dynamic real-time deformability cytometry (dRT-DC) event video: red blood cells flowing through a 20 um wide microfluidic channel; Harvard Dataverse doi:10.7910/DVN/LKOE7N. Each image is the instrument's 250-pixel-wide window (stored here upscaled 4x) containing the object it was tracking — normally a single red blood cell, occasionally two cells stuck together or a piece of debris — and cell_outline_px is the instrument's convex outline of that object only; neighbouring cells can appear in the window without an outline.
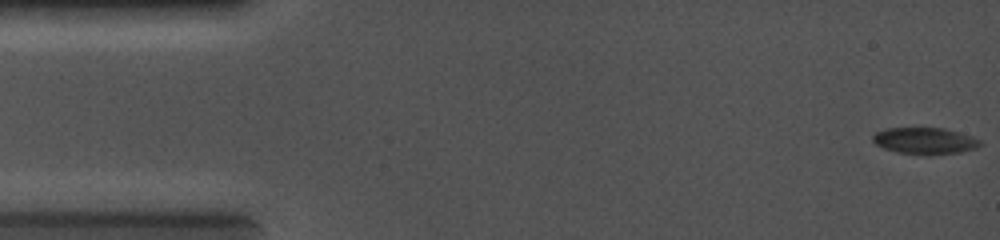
{"species": "common noctule bat (a hibernating species)", "species_latin": "Nyctalus noctula", "temperature_condition": "cold", "stored_images_in_passage": 57, "camera_frame_rate_fps": 5000, "um_per_image_px": 0.085, "animal": {"sex": "female", "body_mass_g": 19.0, "forearm_length_mm": 56.7}, "frame": {"image": 1, "passage_image": 1, "time_ms": 0.0, "image_size_px": [1000, 240], "cell_outline_px": [[980, 144], [976, 148], [960, 152], [928, 156], [924, 156], [896, 152], [884, 148], [876, 144], [872, 140], [872, 136], [876, 132], [884, 128], [944, 128], [972, 136], [980, 140]], "centroid_in_image_um": [78.59, 11.98], "position_along_channel_um": 6.4, "area_um2": 16.82}}
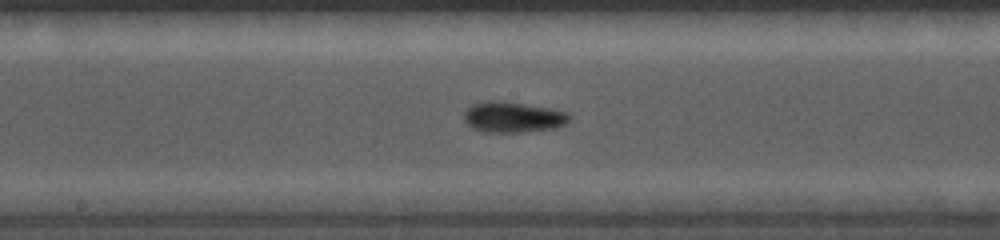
{"frame": {"image": 2, "passage_image": 29, "time_ms": 6.8, "image_size_px": [1000, 240], "cell_outline_px": [[572, 116], [564, 124], [552, 128], [520, 132], [484, 132], [472, 128], [464, 120], [464, 112], [472, 104], [488, 100], [504, 100], [552, 108], [568, 112]], "centroid_in_image_um": [43.59, 9.93], "position_along_channel_um": 204.6, "area_um2": 19.02}}
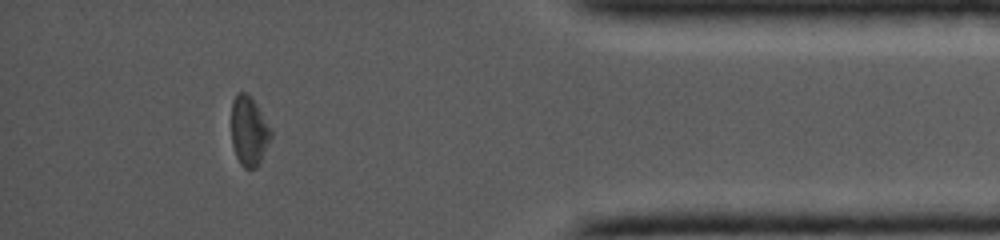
{"frame": {"image": 3, "passage_image": 50, "time_ms": 11.8, "image_size_px": [1000, 240], "cell_outline_px": [[272, 136], [260, 164], [256, 168], [244, 168], [240, 164], [236, 156], [232, 144], [232, 100], [236, 92], [244, 92], [256, 104], [272, 128]], "centroid_in_image_um": [21.18, 11.16], "position_along_channel_um": 414.0, "area_um2": 16.13}}